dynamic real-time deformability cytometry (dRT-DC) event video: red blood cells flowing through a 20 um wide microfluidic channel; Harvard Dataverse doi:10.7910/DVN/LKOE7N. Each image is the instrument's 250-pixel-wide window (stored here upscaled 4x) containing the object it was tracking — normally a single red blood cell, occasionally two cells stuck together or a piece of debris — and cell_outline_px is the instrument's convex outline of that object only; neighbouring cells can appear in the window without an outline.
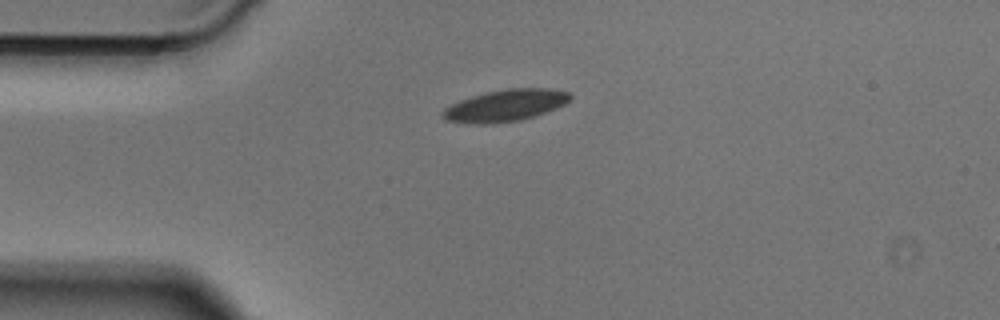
{"species": "Egyptian fruit bat (a non-hibernating species)", "species_latin": "Rousettus aegyptiacus", "temperature_condition": "cold", "stored_images_in_passage": 39, "camera_frame_rate_fps": 3000, "um_per_image_px": 0.085, "animal": {"sex": "male"}, "frame": {"image": 1, "passage_image": 1, "time_ms": 0.0, "image_size_px": [1000, 320], "cell_outline_px": [[572, 96], [564, 104], [556, 108], [520, 120], [488, 124], [472, 124], [448, 120], [440, 112], [444, 108], [460, 100], [472, 96], [488, 92], [508, 88], [548, 88], [568, 92]], "centroid_in_image_um": [42.94, 8.96], "position_along_channel_um": 42.1, "area_um2": 23.24}}
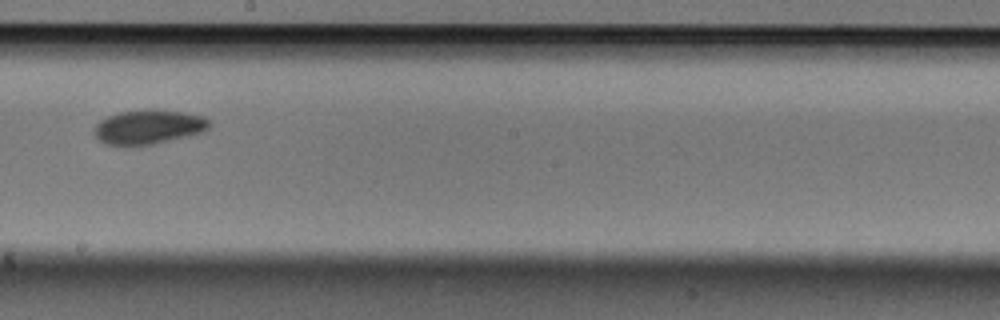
{"frame": {"image": 2, "passage_image": 17, "time_ms": 5.333, "image_size_px": [1000, 320], "cell_outline_px": [[212, 124], [204, 132], [152, 144], [108, 144], [100, 140], [92, 132], [96, 124], [100, 120], [108, 116], [120, 112], [152, 108], [156, 108], [204, 116]], "centroid_in_image_um": [12.64, 10.76], "position_along_channel_um": 235.6, "area_um2": 22.83}}
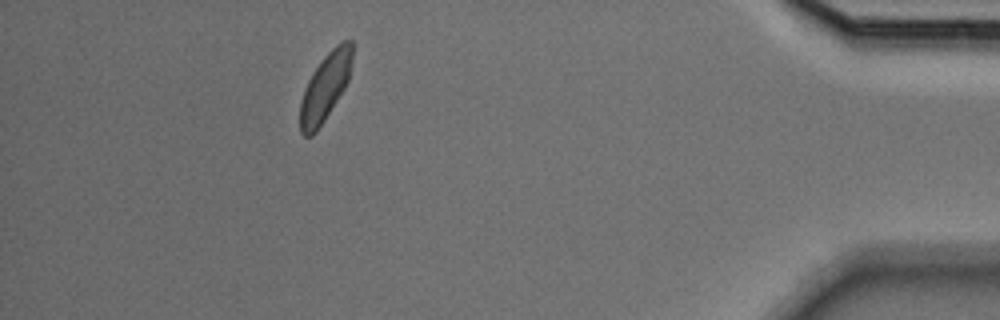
{"frame": {"image": 3, "passage_image": 34, "time_ms": 11.0, "image_size_px": [1000, 320], "cell_outline_px": [[352, 60], [348, 80], [344, 88], [324, 120], [316, 132], [312, 136], [304, 136], [300, 132], [300, 100], [304, 88], [312, 72], [324, 56], [340, 40], [352, 40]], "centroid_in_image_um": [27.62, 7.39], "position_along_channel_um": 407.6, "area_um2": 20.46}}